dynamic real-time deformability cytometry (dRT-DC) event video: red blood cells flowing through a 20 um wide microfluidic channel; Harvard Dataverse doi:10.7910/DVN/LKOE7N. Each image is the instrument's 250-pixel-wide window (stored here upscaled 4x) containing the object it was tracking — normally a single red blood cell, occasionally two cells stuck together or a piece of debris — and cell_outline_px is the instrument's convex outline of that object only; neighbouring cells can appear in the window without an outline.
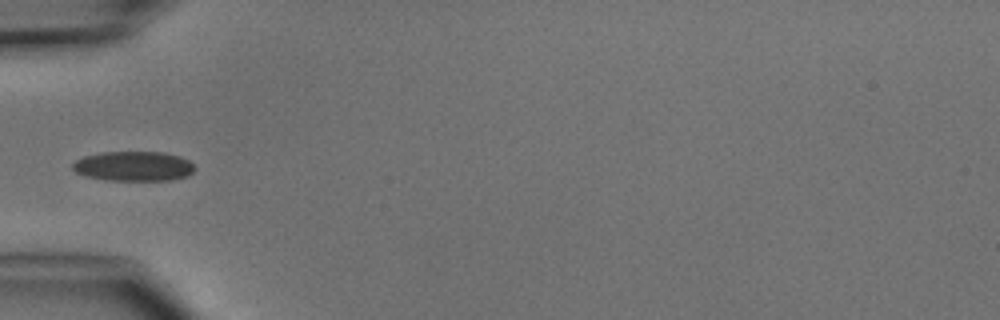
{"species": "common noctule bat (a hibernating species)", "species_latin": "Nyctalus noctula", "temperature_condition": "cold", "stored_images_in_passage": 5, "camera_frame_rate_fps": 3000, "um_per_image_px": 0.085, "animal": {"sex": "male", "body_mass_g": 15.6}, "frame": {"image": 1, "passage_image": 5, "time_ms": 4.667, "image_size_px": [1000, 320], "cell_outline_px": [[196, 168], [188, 176], [172, 180], [108, 180], [88, 176], [76, 172], [72, 168], [72, 164], [76, 160], [84, 156], [100, 152], [164, 152], [180, 156], [188, 160]], "centroid_in_image_um": [11.38, 14.12], "position_along_channel_um": 73.6, "area_um2": 21.15}}